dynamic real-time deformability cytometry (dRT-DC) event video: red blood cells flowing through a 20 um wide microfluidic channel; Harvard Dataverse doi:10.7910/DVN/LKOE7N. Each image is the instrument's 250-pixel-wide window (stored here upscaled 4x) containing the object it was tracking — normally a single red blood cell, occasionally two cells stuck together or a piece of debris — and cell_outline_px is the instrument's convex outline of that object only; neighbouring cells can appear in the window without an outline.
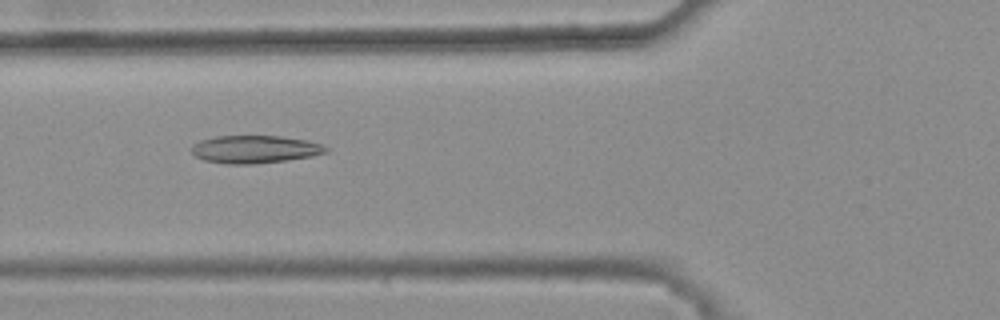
{"species": "common noctule bat (a hibernating species)", "species_latin": "Nyctalus noctula", "temperature_condition": "warm", "stored_images_in_passage": 39, "camera_frame_rate_fps": 3000, "um_per_image_px": 0.085, "animal": {"sex": "female", "body_mass_g": 25.1}, "frame": {"image": 1, "passage_image": 11, "time_ms": 3.333, "image_size_px": [1000, 320], "cell_outline_px": [[328, 152], [312, 156], [256, 164], [224, 164], [204, 160], [196, 156], [192, 152], [192, 144], [200, 140], [216, 136], [280, 136], [304, 140], [320, 144], [328, 148]], "centroid_in_image_um": [21.62, 12.69], "position_along_channel_um": 104.2, "area_um2": 21.62}}
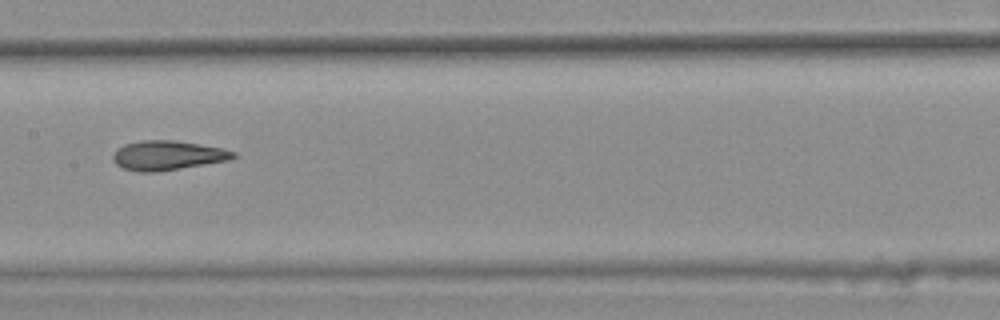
{"frame": {"image": 2, "passage_image": 18, "time_ms": 5.667, "image_size_px": [1000, 320], "cell_outline_px": [[236, 156], [228, 160], [156, 172], [136, 172], [124, 168], [116, 164], [112, 160], [112, 152], [116, 148], [124, 144], [140, 140], [176, 140], [200, 144], [220, 148], [236, 152]], "centroid_in_image_um": [14.17, 13.2], "position_along_channel_um": 193.2, "area_um2": 20.69}}
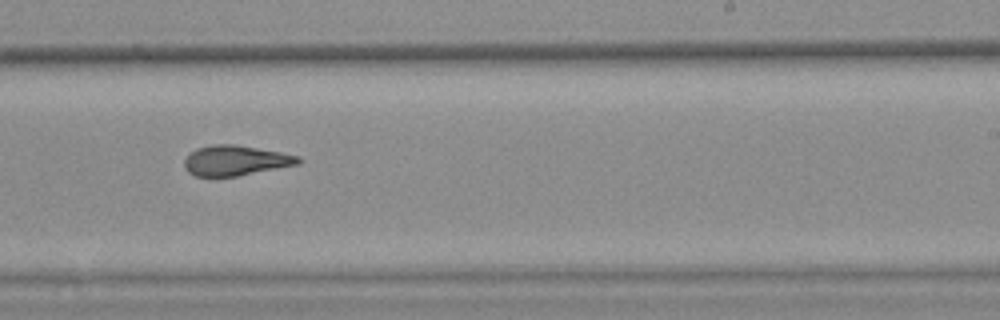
{"frame": {"image": 3, "passage_image": 24, "time_ms": 7.667, "image_size_px": [1000, 320], "cell_outline_px": [[304, 160], [300, 164], [236, 176], [196, 176], [188, 172], [184, 168], [184, 160], [196, 148], [212, 144], [236, 144], [280, 152], [300, 156]], "centroid_in_image_um": [20.05, 13.63], "position_along_channel_um": 269.0, "area_um2": 20.06}, "authors_computed_cell_mechanics": {"area_um2": 20.519, "velocity_mm_per_s": 3.8089, "shape_relaxation_time_tau1_ms": null, "shape_relaxation_time_tau2_ms": 2.6986, "deformation_change_tau1": null, "deformation_change_tau2": 0.1083}}